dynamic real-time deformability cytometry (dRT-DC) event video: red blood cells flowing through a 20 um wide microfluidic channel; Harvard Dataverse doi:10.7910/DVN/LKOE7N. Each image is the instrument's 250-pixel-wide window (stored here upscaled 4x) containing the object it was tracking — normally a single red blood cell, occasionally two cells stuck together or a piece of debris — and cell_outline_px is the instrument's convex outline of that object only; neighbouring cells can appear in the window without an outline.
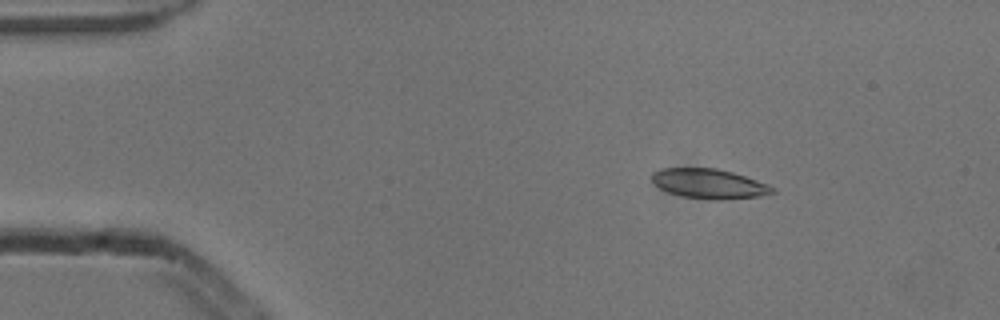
{"species": "common noctule bat (a hibernating species)", "species_latin": "Nyctalus noctula", "temperature_condition": "cold", "stored_images_in_passage": 5, "camera_frame_rate_fps": 3000, "um_per_image_px": 0.085, "animal": {"sex": "male", "body_mass_g": 13.3}, "frame": {"image": 1, "passage_image": 3, "time_ms": 0.667, "image_size_px": [1000, 320], "cell_outline_px": [[776, 192], [760, 196], [720, 200], [716, 200], [684, 196], [668, 192], [660, 188], [652, 180], [652, 172], [660, 168], [716, 168], [732, 172], [768, 184], [776, 188]], "centroid_in_image_um": [60.29, 15.61], "position_along_channel_um": 24.7, "area_um2": 20.75}}